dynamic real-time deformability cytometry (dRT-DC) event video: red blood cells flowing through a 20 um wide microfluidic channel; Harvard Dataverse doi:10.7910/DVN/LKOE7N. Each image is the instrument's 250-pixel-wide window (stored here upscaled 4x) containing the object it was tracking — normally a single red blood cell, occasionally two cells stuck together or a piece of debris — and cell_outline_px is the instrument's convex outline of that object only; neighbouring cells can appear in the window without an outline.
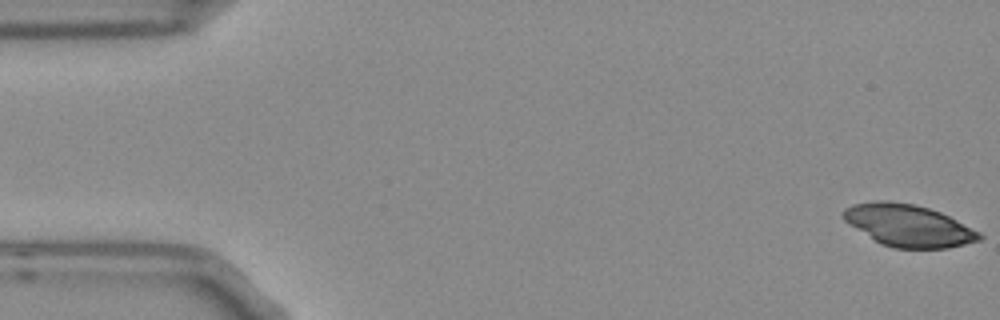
{"species": "Egyptian fruit bat (a non-hibernating species)", "species_latin": "Rousettus aegyptiacus", "temperature_condition": "room temperature", "stored_images_in_passage": 4, "camera_frame_rate_fps": 3000, "um_per_image_px": 0.085, "frame": {"image": 1, "passage_image": 1, "time_ms": 0.0, "image_size_px": [1000, 320], "cell_outline_px": [[984, 236], [980, 240], [948, 248], [892, 248], [880, 244], [848, 224], [844, 220], [840, 212], [844, 208], [852, 204], [876, 200], [888, 200], [912, 204], [928, 208], [940, 212], [980, 232]], "centroid_in_image_um": [77.16, 19.16], "position_along_channel_um": 7.8, "area_um2": 33.41}}